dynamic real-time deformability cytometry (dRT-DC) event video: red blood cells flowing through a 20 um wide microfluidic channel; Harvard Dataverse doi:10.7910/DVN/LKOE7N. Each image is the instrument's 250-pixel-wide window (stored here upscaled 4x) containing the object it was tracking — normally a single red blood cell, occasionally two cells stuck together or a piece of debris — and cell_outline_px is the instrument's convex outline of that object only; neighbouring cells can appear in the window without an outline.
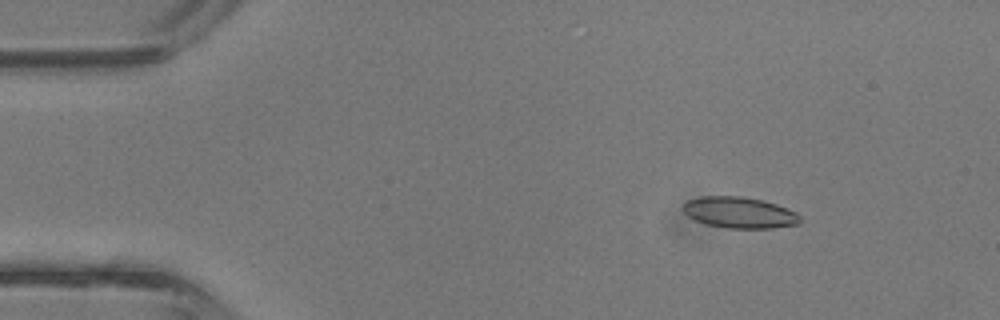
{"species": "common noctule bat (a hibernating species)", "species_latin": "Nyctalus noctula", "temperature_condition": "room temperature", "stored_images_in_passage": 39, "camera_frame_rate_fps": 3000, "um_per_image_px": 0.085, "animal": {"sex": "male", "body_mass_g": 13.3}, "frame": {"image": 1, "passage_image": 2, "time_ms": 0.333, "image_size_px": [1000, 320], "cell_outline_px": [[800, 224], [772, 228], [728, 228], [708, 224], [696, 220], [688, 216], [680, 208], [688, 200], [700, 196], [740, 196], [760, 200], [776, 204], [796, 212], [800, 216]], "centroid_in_image_um": [62.84, 18.07], "position_along_channel_um": 22.2, "area_um2": 21.15}}
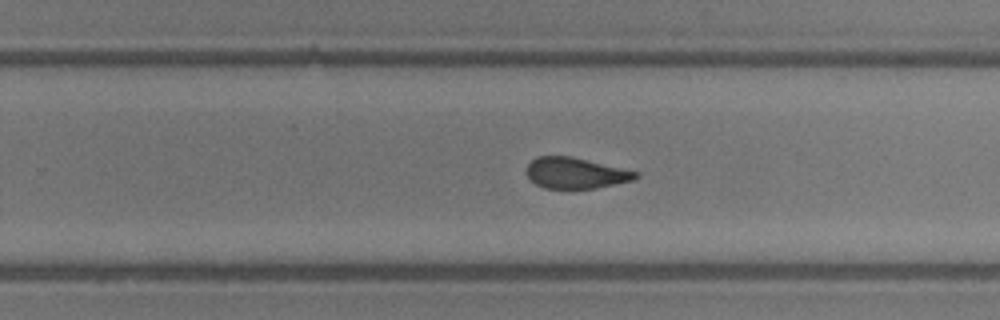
{"frame": {"image": 2, "passage_image": 23, "time_ms": 7.333, "image_size_px": [1000, 320], "cell_outline_px": [[640, 176], [632, 180], [596, 188], [544, 188], [536, 184], [524, 172], [524, 168], [536, 156], [572, 156], [640, 172]], "centroid_in_image_um": [48.91, 14.69], "position_along_channel_um": 280.9, "area_um2": 19.77}}
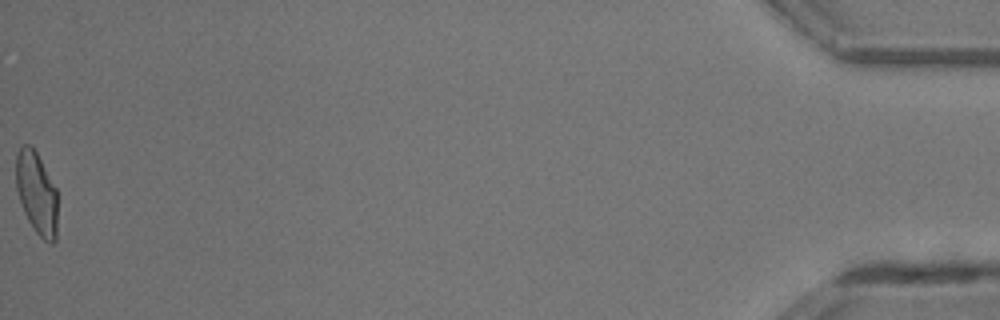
{"frame": {"image": 3, "passage_image": 39, "time_ms": 12.667, "image_size_px": [1000, 320], "cell_outline_px": [[56, 240], [52, 244], [44, 240], [36, 232], [28, 220], [24, 212], [16, 188], [16, 156], [20, 148], [24, 144], [32, 144], [56, 188]], "centroid_in_image_um": [3.1, 16.39], "position_along_channel_um": 432.1, "area_um2": 19.77}, "authors_computed_cell_mechanics": {"area_um2": 20.8658, "velocity_mm_per_s": 4.8332, "shape_relaxation_time_tau1_ms": 4.9951, "shape_relaxation_time_tau2_ms": 1.4248, "deformation_change_tau1": 0.1689, "deformation_change_tau2": 0.0804}}